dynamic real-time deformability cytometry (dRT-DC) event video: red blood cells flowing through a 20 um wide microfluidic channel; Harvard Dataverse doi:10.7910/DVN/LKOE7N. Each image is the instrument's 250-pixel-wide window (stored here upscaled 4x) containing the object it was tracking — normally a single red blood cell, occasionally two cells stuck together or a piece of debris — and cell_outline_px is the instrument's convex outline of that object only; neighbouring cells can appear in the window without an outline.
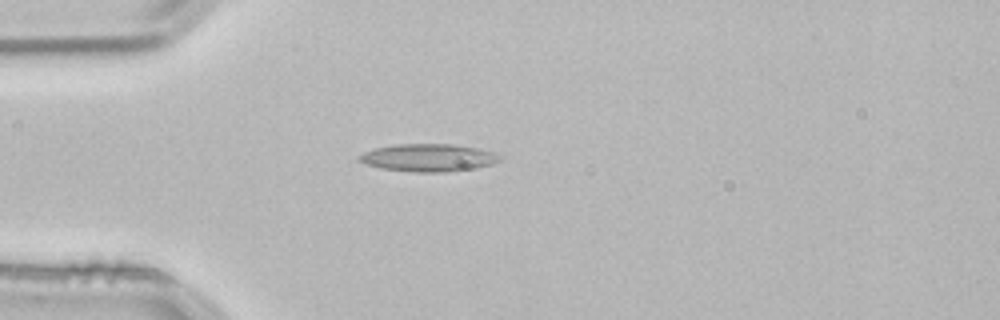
{"species": "common noctule bat (a hibernating species)", "species_latin": "Nyctalus noctula", "temperature_condition": "room temperature", "stored_images_in_passage": 3, "camera_frame_rate_fps": 3000, "um_per_image_px": 0.085, "animal": {"sex": "male", "body_mass_g": 21.5, "forearm_length_mm": 52.0}, "frame": {"image": 1, "passage_image": 3, "time_ms": 0.667, "image_size_px": [1000, 320], "cell_outline_px": [[504, 156], [500, 160], [492, 164], [476, 168], [444, 172], [416, 172], [380, 168], [364, 164], [356, 160], [356, 156], [364, 152], [376, 148], [396, 144], [456, 144], [496, 152]], "centroid_in_image_um": [36.42, 13.4], "position_along_channel_um": 48.6, "area_um2": 22.89}}